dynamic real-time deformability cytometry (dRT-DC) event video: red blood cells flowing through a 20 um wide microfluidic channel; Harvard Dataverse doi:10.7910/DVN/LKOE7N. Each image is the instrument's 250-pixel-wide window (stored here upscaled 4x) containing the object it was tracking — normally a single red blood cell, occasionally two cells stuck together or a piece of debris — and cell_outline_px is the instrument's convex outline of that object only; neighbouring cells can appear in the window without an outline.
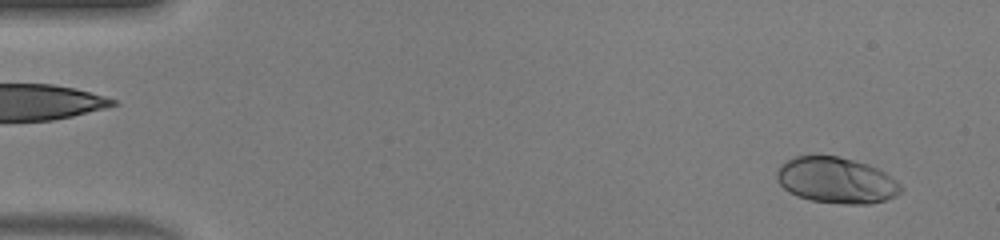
{"species": "human", "species_latin": "Homo sapiens", "temperature_condition": "warm", "stored_images_in_passage": 49, "camera_frame_rate_fps": 3000, "um_per_image_px": 0.085, "donor": {"sex": "male"}, "frame": {"image": 1, "passage_image": 3, "time_ms": 0.667, "image_size_px": [1000, 240], "cell_outline_px": [[904, 188], [896, 196], [872, 204], [844, 204], [812, 200], [796, 196], [788, 192], [776, 180], [776, 172], [780, 164], [796, 156], [816, 152], [840, 156], [868, 164], [884, 172], [896, 180]], "centroid_in_image_um": [71.05, 15.29], "position_along_channel_um": 14.0, "area_um2": 33.99}}
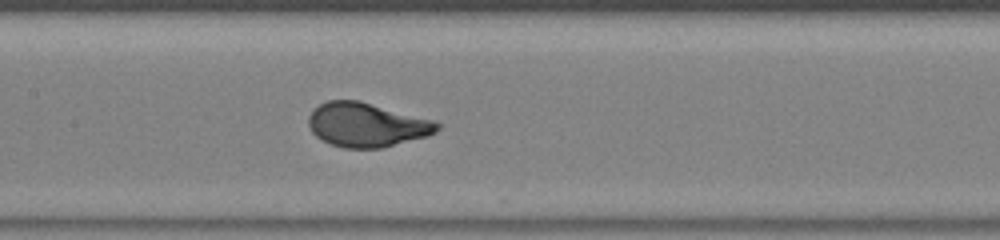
{"frame": {"image": 2, "passage_image": 24, "time_ms": 7.667, "image_size_px": [1000, 240], "cell_outline_px": [[440, 128], [436, 132], [428, 136], [384, 148], [344, 148], [320, 140], [312, 132], [308, 124], [308, 116], [320, 104], [328, 100], [360, 100], [432, 120], [440, 124]], "centroid_in_image_um": [31.17, 10.62], "position_along_channel_um": 176.2, "area_um2": 33.12}}
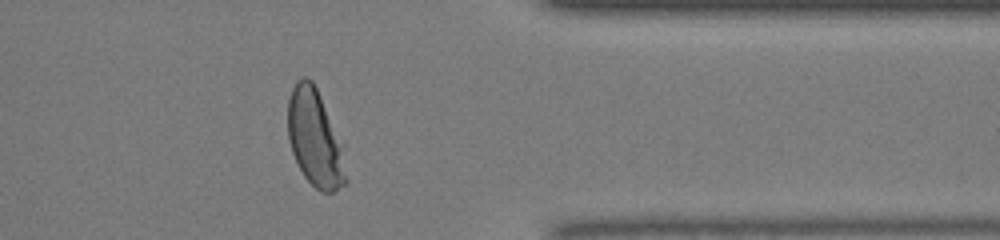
{"frame": {"image": 3, "passage_image": 40, "time_ms": 13.0, "image_size_px": [1000, 240], "cell_outline_px": [[348, 184], [332, 192], [320, 192], [304, 176], [292, 152], [288, 140], [288, 100], [292, 88], [296, 80], [304, 76], [308, 76], [312, 80], [344, 144], [348, 180]], "centroid_in_image_um": [26.81, 11.78], "position_along_channel_um": 384.6, "area_um2": 33.41}, "authors_computed_cell_mechanics": {"area_um2": 32.7726, "velocity_mm_per_s": 4.1482, "shape_relaxation_time_tau1_ms": 2.7256, "shape_relaxation_time_tau2_ms": null, "deformation_change_tau1": 0.1933, "deformation_change_tau2": null}}